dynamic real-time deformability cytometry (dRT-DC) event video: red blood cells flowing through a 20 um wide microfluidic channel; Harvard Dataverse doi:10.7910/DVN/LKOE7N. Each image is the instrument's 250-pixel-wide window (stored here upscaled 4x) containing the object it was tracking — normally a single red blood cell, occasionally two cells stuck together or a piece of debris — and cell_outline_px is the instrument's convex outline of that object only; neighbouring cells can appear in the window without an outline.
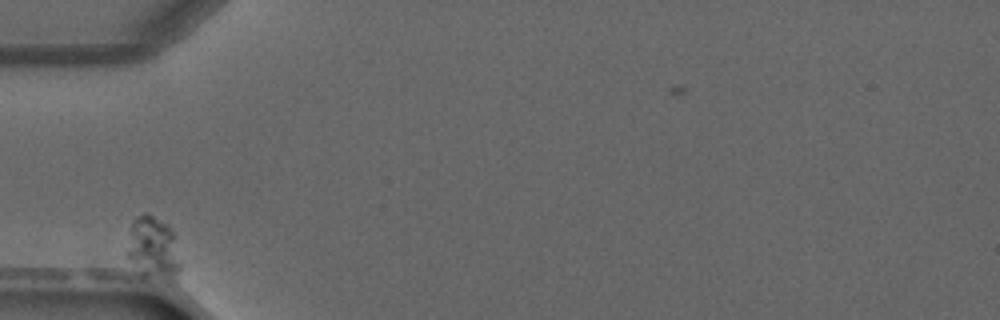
{"species": "common noctule bat (a hibernating species)", "species_latin": "Nyctalus noctula", "temperature_condition": "warm", "stored_images_in_passage": 7, "camera_frame_rate_fps": 3000, "um_per_image_px": 0.085, "animal": {"sex": "male", "forearm_length_mm": 52.5}, "frame": {"image": 1, "passage_image": 1, "time_ms": 0.0, "image_size_px": [1000, 320], "cell_outline_px": [[180, 268], [176, 284], [140, 272], [128, 256], [128, 252], [132, 220], [136, 216], [144, 212], [148, 212], [164, 224], [172, 232], [180, 264]], "centroid_in_image_um": [13.05, 21.11], "position_along_channel_um": 71.9, "area_um2": 18.84}}
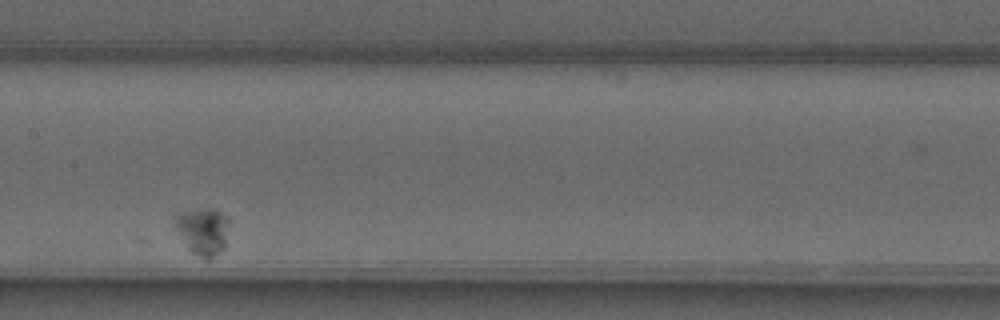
{"frame": {"image": 2, "passage_image": 4, "time_ms": 3.667, "image_size_px": [1000, 320], "cell_outline_px": [[228, 224], [224, 248], [220, 252], [208, 260], [204, 260], [192, 252], [188, 248], [172, 220], [172, 216], [176, 212], [200, 208], [216, 208], [228, 216]], "centroid_in_image_um": [17.23, 19.6], "position_along_channel_um": 190.2, "area_um2": 15.2}}
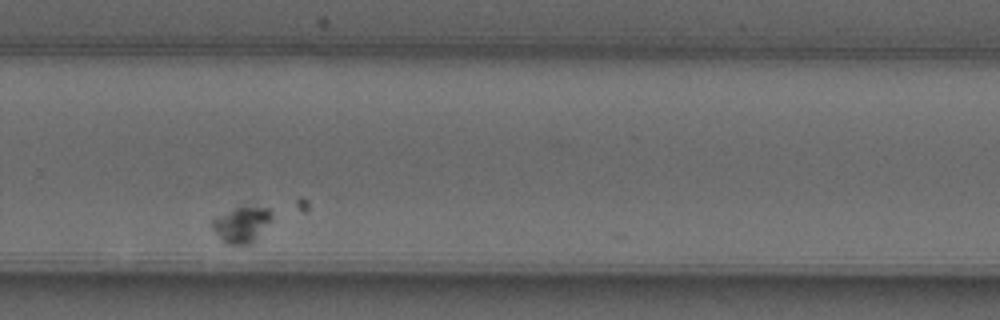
{"frame": {"image": 3, "passage_image": 7, "time_ms": 7.0, "image_size_px": [1000, 320], "cell_outline_px": [[272, 216], [256, 240], [252, 244], [240, 248], [228, 244], [212, 228], [212, 220], [216, 216], [236, 208], [268, 208], [272, 212]], "centroid_in_image_um": [20.53, 19.15], "position_along_channel_um": 309.3, "area_um2": 12.2}}